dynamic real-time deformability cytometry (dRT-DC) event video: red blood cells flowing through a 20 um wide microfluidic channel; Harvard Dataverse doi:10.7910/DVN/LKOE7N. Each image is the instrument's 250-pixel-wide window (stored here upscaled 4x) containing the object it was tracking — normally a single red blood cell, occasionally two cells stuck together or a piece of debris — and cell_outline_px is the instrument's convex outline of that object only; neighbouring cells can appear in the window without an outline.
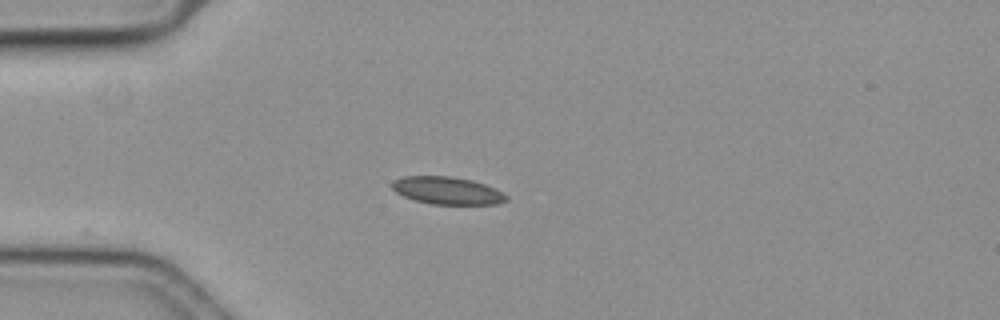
{"species": "common noctule bat (a hibernating species)", "species_latin": "Nyctalus noctula", "temperature_condition": "cold", "stored_images_in_passage": 43, "camera_frame_rate_fps": 3000, "um_per_image_px": 0.085, "animal": {"sex": "female", "body_mass_g": 19.3, "forearm_length_mm": 54.1}, "frame": {"image": 1, "passage_image": 1, "time_ms": 0.0, "image_size_px": [1000, 320], "cell_outline_px": [[508, 200], [496, 204], [432, 204], [416, 200], [404, 196], [396, 192], [392, 188], [392, 180], [404, 176], [452, 176], [472, 180], [496, 188], [504, 192], [508, 196]], "centroid_in_image_um": [38.04, 16.19], "position_along_channel_um": 47.0, "area_um2": 18.38}}
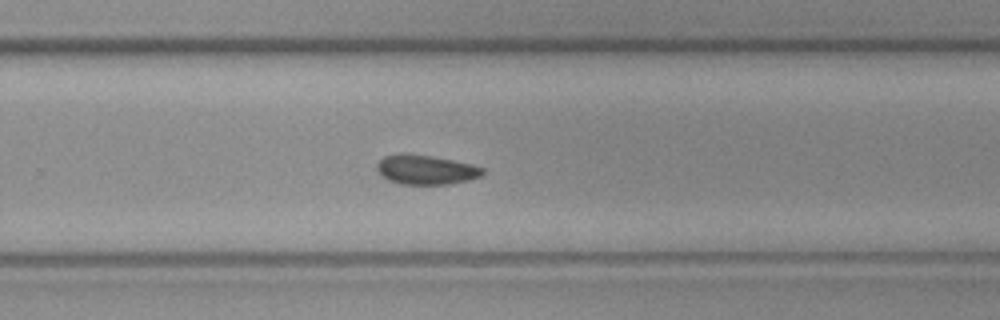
{"frame": {"image": 2, "passage_image": 23, "time_ms": 7.333, "image_size_px": [1000, 320], "cell_outline_px": [[484, 172], [480, 176], [468, 180], [448, 184], [400, 184], [388, 180], [380, 176], [376, 168], [376, 164], [384, 156], [400, 152], [408, 152], [432, 156], [472, 164], [484, 168]], "centroid_in_image_um": [36.14, 14.41], "position_along_channel_um": 293.7, "area_um2": 18.44}}
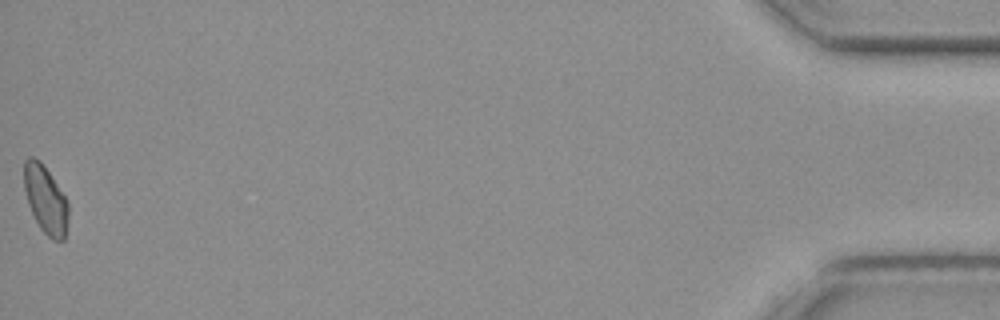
{"frame": {"image": 3, "passage_image": 43, "time_ms": 14.0, "image_size_px": [1000, 320], "cell_outline_px": [[68, 220], [64, 240], [52, 240], [40, 228], [28, 204], [24, 188], [24, 160], [28, 156], [32, 156], [40, 160], [68, 200]], "centroid_in_image_um": [3.87, 16.95], "position_along_channel_um": 431.3, "area_um2": 17.51}}